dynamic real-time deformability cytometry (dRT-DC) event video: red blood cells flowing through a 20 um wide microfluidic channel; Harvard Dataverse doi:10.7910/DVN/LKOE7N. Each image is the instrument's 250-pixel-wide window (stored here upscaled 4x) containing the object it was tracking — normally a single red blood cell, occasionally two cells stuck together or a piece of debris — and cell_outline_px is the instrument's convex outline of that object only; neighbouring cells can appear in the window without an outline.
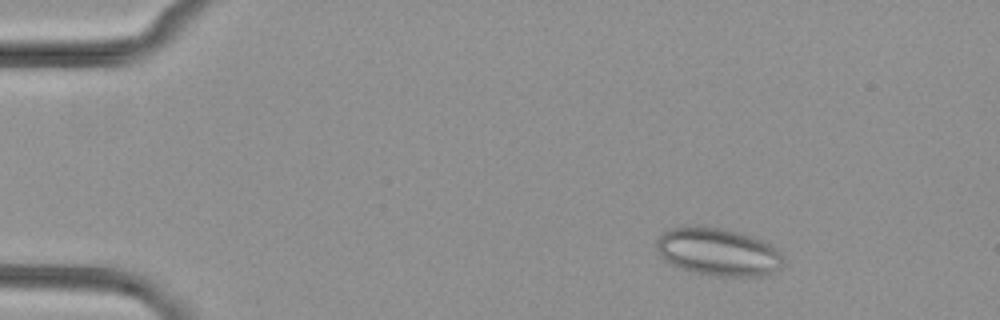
{"species": "common noctule bat (a hibernating species)", "species_latin": "Nyctalus noctula", "temperature_condition": "cold", "stored_images_in_passage": 53, "camera_frame_rate_fps": 3000, "um_per_image_px": 0.085, "animal": {"sex": "female", "body_mass_g": 29.2, "forearm_length_mm": 56.3}, "frame": {"image": 1, "passage_image": 8, "time_ms": 2.333, "image_size_px": [1000, 320], "cell_outline_px": [[784, 264], [780, 268], [768, 276], [716, 276], [692, 272], [680, 268], [664, 260], [656, 248], [656, 240], [664, 232], [672, 228], [720, 228], [752, 236], [776, 248], [784, 256]], "centroid_in_image_um": [61.08, 21.46], "position_along_channel_um": 23.9, "area_um2": 34.91}}
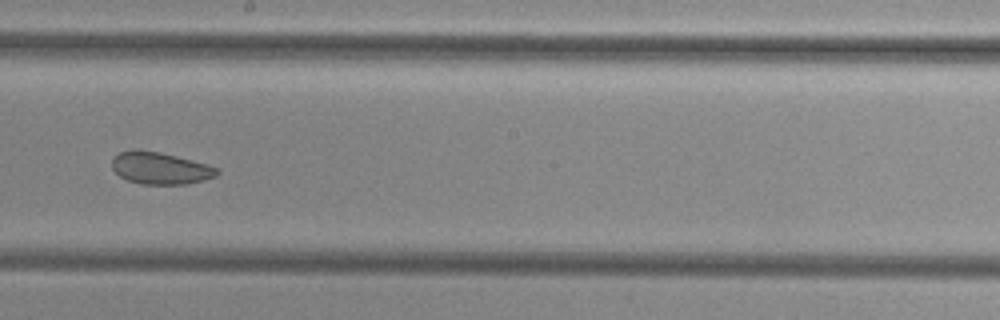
{"frame": {"image": 2, "passage_image": 31, "time_ms": 10.0, "image_size_px": [1000, 320], "cell_outline_px": [[220, 172], [216, 176], [204, 180], [184, 184], [140, 184], [128, 180], [120, 176], [112, 168], [112, 156], [120, 152], [132, 148], [136, 148], [160, 152], [208, 164], [216, 168]], "centroid_in_image_um": [13.58, 14.27], "position_along_channel_um": 234.6, "area_um2": 19.77}}
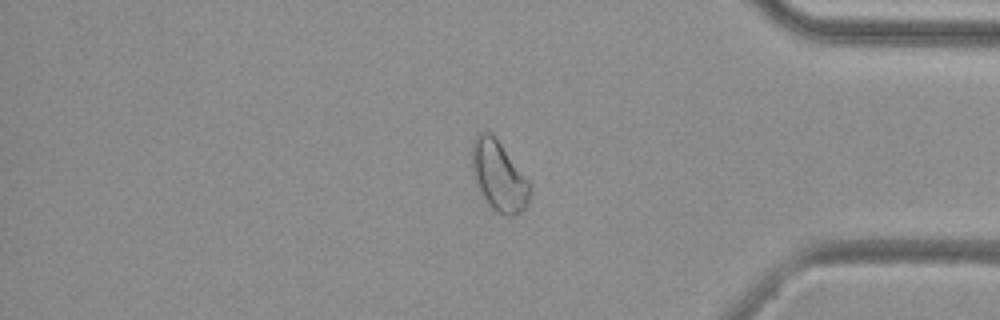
{"frame": {"image": 3, "passage_image": 45, "time_ms": 14.667, "image_size_px": [1000, 320], "cell_outline_px": [[532, 188], [528, 204], [516, 216], [508, 216], [496, 212], [488, 204], [476, 180], [472, 168], [472, 140], [484, 128], [500, 144], [532, 184]], "centroid_in_image_um": [42.43, 14.98], "position_along_channel_um": 392.8, "area_um2": 23.35}}